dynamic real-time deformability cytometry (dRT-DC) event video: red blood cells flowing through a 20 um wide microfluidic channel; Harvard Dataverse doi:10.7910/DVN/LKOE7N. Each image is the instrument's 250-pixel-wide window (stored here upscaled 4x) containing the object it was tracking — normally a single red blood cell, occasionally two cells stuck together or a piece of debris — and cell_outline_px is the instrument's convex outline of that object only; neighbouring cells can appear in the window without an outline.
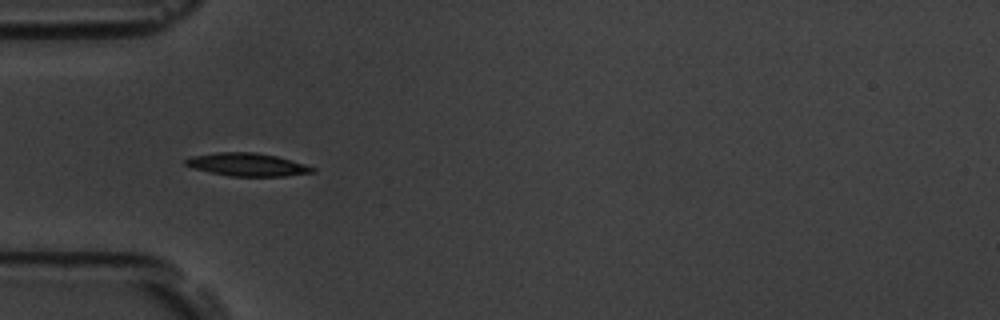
{"species": "common noctule bat (a hibernating species)", "species_latin": "Nyctalus noctula", "temperature_condition": "room temperature", "stored_images_in_passage": 38, "camera_frame_rate_fps": 3000, "um_per_image_px": 0.085, "animal": {"sex": "male", "body_mass_g": 19.5, "forearm_length_mm": 54.6}, "frame": {"image": 1, "passage_image": 1, "time_ms": 0.0, "image_size_px": [1000, 320], "cell_outline_px": [[316, 172], [284, 176], [228, 176], [196, 168], [184, 164], [184, 160], [192, 156], [216, 152], [256, 152], [276, 156], [292, 160], [316, 168]], "centroid_in_image_um": [21.05, 13.98], "position_along_channel_um": 63.9, "area_um2": 16.88}}
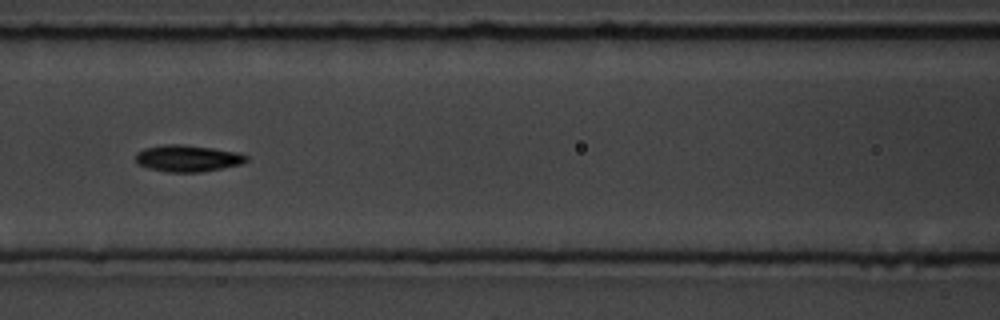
{"frame": {"image": 2, "passage_image": 8, "time_ms": 2.333, "image_size_px": [1000, 320], "cell_outline_px": [[248, 160], [240, 164], [200, 172], [168, 172], [148, 168], [136, 164], [136, 152], [144, 148], [164, 144], [180, 144], [212, 148], [236, 152], [248, 156]], "centroid_in_image_um": [15.89, 13.45], "position_along_channel_um": 150.7, "area_um2": 17.11}}
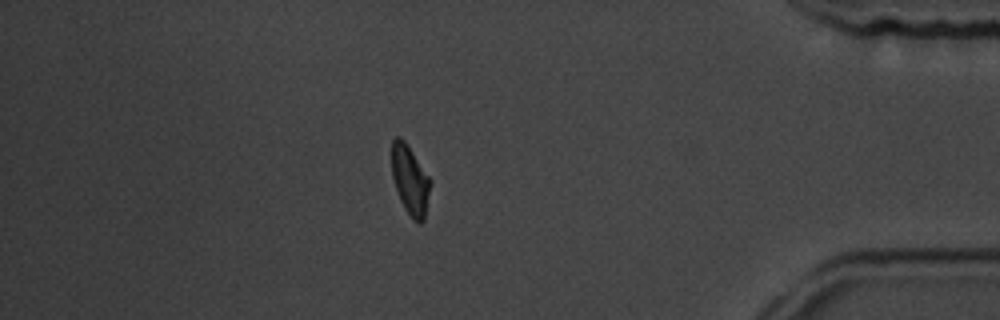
{"frame": {"image": 3, "passage_image": 31, "time_ms": 10.0, "image_size_px": [1000, 320], "cell_outline_px": [[432, 184], [424, 220], [420, 224], [416, 224], [412, 220], [404, 208], [400, 200], [392, 176], [392, 140], [396, 136], [400, 136], [404, 140], [432, 180]], "centroid_in_image_um": [34.88, 15.35], "position_along_channel_um": 400.3, "area_um2": 15.84}, "authors_computed_cell_mechanics": {"area_um2": 16.184, "velocity_mm_per_s": 3.7615, "shape_relaxation_time_tau1_ms": 2.87, "shape_relaxation_time_tau2_ms": 3.6545, "deformation_change_tau1": 0.1232, "deformation_change_tau2": 0.0871}}